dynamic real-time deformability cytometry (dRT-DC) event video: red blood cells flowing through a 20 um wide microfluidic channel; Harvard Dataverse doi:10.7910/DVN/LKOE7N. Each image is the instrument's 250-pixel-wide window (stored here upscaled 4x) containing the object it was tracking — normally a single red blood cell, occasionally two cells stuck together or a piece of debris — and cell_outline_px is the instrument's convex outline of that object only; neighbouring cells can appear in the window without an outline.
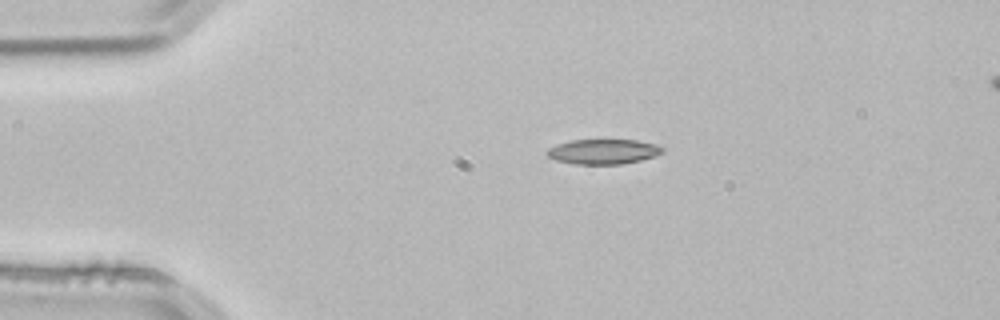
{"species": "common noctule bat (a hibernating species)", "species_latin": "Nyctalus noctula", "temperature_condition": "room temperature", "stored_images_in_passage": 43, "camera_frame_rate_fps": 3000, "um_per_image_px": 0.085, "animal": {"sex": "male", "body_mass_g": 21.5, "forearm_length_mm": 52.0}, "frame": {"image": 1, "passage_image": 1, "time_ms": 0.0, "image_size_px": [1000, 320], "cell_outline_px": [[664, 152], [640, 160], [624, 164], [576, 164], [556, 160], [548, 156], [544, 152], [548, 148], [556, 144], [572, 140], [636, 140], [656, 144], [664, 148]], "centroid_in_image_um": [51.25, 12.88], "position_along_channel_um": 33.7, "area_um2": 16.76}}
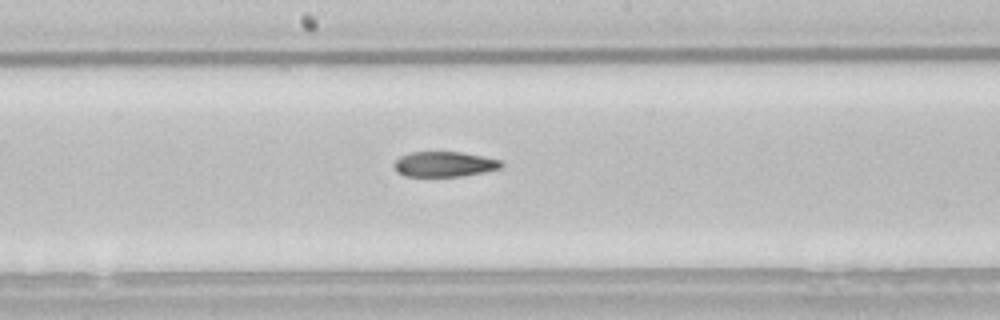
{"frame": {"image": 2, "passage_image": 18, "time_ms": 5.667, "image_size_px": [1000, 320], "cell_outline_px": [[504, 164], [500, 168], [484, 172], [460, 176], [404, 176], [396, 168], [396, 160], [400, 156], [412, 152], [460, 152], [484, 156], [500, 160]], "centroid_in_image_um": [37.82, 13.95], "position_along_channel_um": 210.4, "area_um2": 15.49}}
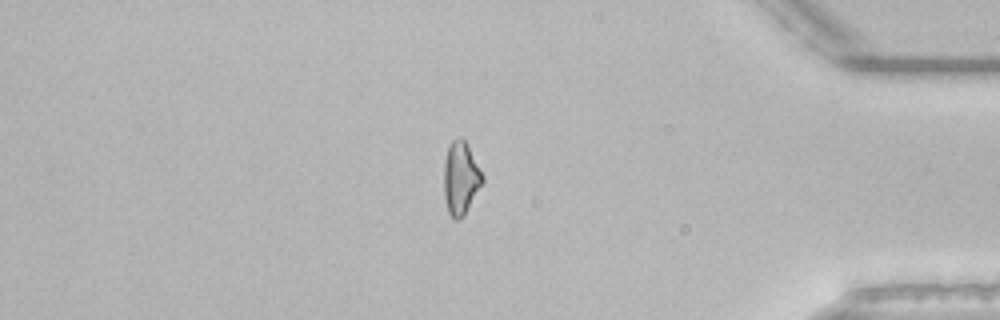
{"frame": {"image": 3, "passage_image": 35, "time_ms": 11.333, "image_size_px": [1000, 320], "cell_outline_px": [[484, 180], [464, 216], [460, 220], [452, 220], [448, 212], [444, 196], [444, 160], [448, 148], [452, 140], [460, 136], [464, 140], [484, 176]], "centroid_in_image_um": [39.15, 15.18], "position_along_channel_um": 396.1, "area_um2": 16.36}, "authors_computed_cell_mechanics": {"area_um2": 16.8198, "velocity_mm_per_s": 3.8551, "shape_relaxation_time_tau1_ms": null, "shape_relaxation_time_tau2_ms": 8.9311, "deformation_change_tau1": null, "deformation_change_tau2": 0.1746}}